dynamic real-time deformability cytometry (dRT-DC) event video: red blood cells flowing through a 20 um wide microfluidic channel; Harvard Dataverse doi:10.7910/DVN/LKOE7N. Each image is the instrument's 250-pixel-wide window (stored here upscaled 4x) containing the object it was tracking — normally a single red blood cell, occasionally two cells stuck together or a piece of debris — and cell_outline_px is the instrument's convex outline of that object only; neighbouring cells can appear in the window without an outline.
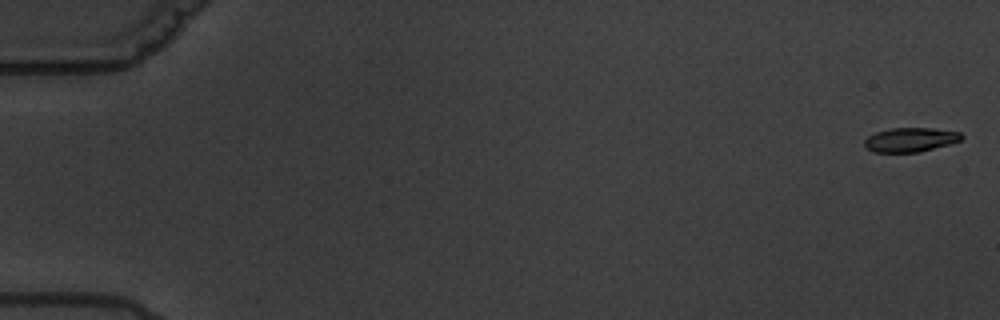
{"species": "common noctule bat (a hibernating species)", "species_latin": "Nyctalus noctula", "temperature_condition": "warm", "stored_images_in_passage": 8, "camera_frame_rate_fps": 3000, "um_per_image_px": 0.085, "animal": {"sex": "male", "body_mass_g": 19.5, "forearm_length_mm": 54.6}, "frame": {"image": 1, "passage_image": 1, "time_ms": 0.0, "image_size_px": [1000, 320], "cell_outline_px": [[964, 136], [960, 140], [948, 144], [920, 152], [872, 152], [864, 148], [864, 140], [868, 136], [876, 132], [888, 128], [932, 128], [960, 132]], "centroid_in_image_um": [77.33, 11.88], "position_along_channel_um": 7.7, "area_um2": 13.76}}
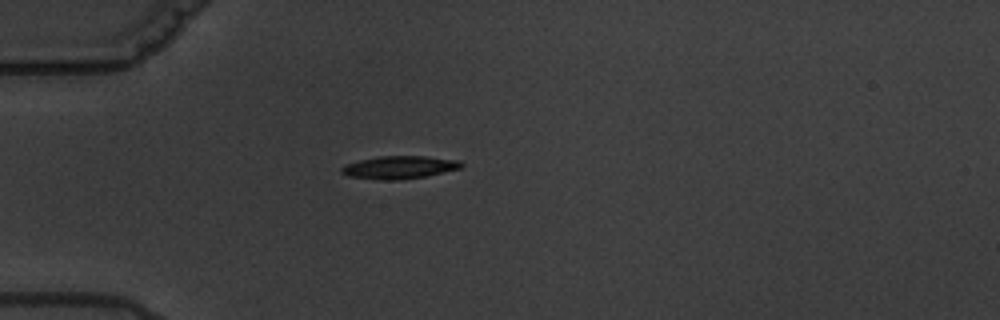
{"frame": {"image": 2, "passage_image": 5, "time_ms": 5.667, "image_size_px": [1000, 320], "cell_outline_px": [[464, 164], [460, 168], [428, 176], [396, 180], [380, 180], [348, 176], [340, 172], [340, 168], [344, 164], [360, 160], [380, 156], [424, 156], [460, 160]], "centroid_in_image_um": [33.93, 14.22], "position_along_channel_um": 51.1, "area_um2": 16.01}}